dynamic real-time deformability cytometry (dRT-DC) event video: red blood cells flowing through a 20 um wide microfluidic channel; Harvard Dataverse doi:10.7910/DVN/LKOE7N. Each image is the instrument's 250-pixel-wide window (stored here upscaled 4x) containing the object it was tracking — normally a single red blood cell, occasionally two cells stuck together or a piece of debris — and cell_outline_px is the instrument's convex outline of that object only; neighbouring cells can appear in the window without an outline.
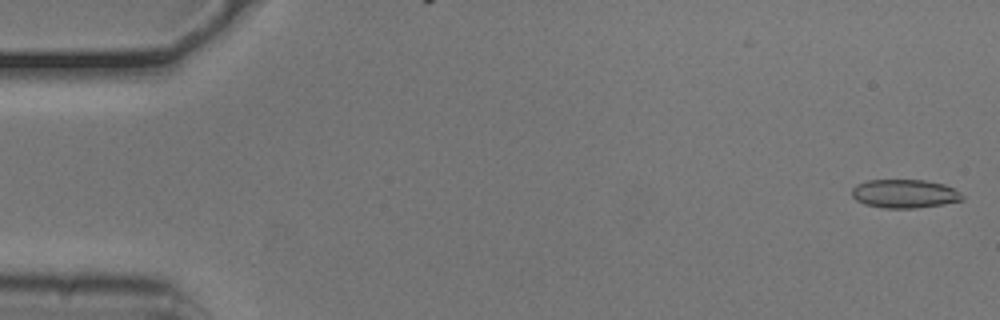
{"species": "common noctule bat (a hibernating species)", "species_latin": "Nyctalus noctula", "temperature_condition": "cold", "stored_images_in_passage": 53, "camera_frame_rate_fps": 3000, "um_per_image_px": 0.085, "animal": {"sex": "male", "body_mass_g": 20.5, "forearm_length_mm": 52.5}, "frame": {"image": 1, "passage_image": 1, "time_ms": 0.0, "image_size_px": [1000, 320], "cell_outline_px": [[964, 200], [944, 204], [916, 208], [884, 208], [864, 204], [856, 200], [852, 196], [852, 188], [856, 184], [868, 180], [924, 180], [944, 184], [960, 192], [964, 196]], "centroid_in_image_um": [76.89, 16.47], "position_along_channel_um": 8.1, "area_um2": 18.5}}
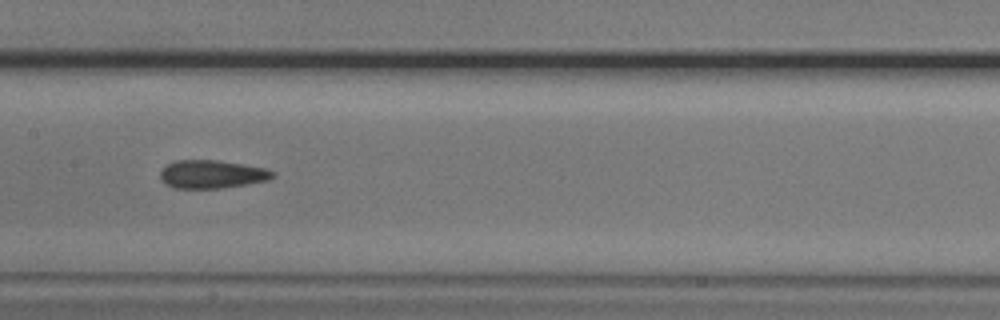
{"frame": {"image": 2, "passage_image": 26, "time_ms": 8.333, "image_size_px": [1000, 320], "cell_outline_px": [[276, 176], [268, 180], [220, 188], [172, 188], [164, 184], [160, 180], [160, 172], [168, 164], [176, 160], [216, 160], [264, 168], [276, 172]], "centroid_in_image_um": [17.98, 14.81], "position_along_channel_um": 189.4, "area_um2": 18.38}}
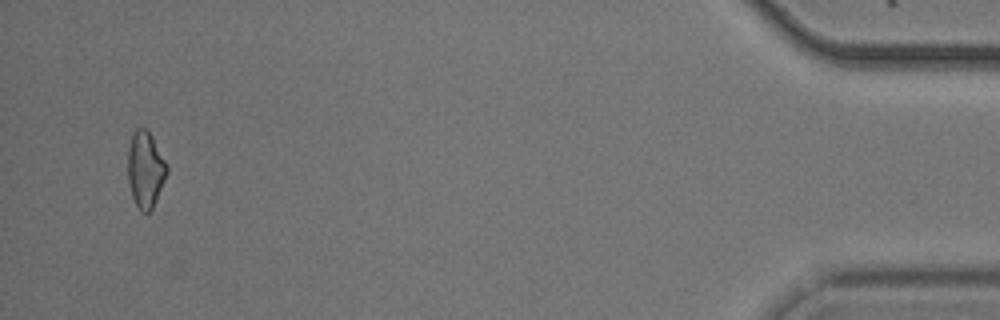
{"frame": {"image": 3, "passage_image": 51, "time_ms": 16.667, "image_size_px": [1000, 320], "cell_outline_px": [[168, 172], [152, 208], [148, 212], [140, 212], [132, 196], [128, 180], [128, 148], [132, 132], [136, 128], [144, 128], [152, 136], [168, 164]], "centroid_in_image_um": [12.36, 14.38], "position_along_channel_um": 422.8, "area_um2": 17.34}, "authors_computed_cell_mechanics": {"area_um2": 18.207, "velocity_mm_per_s": 3.7791, "shape_relaxation_time_tau1_ms": 3.4211, "shape_relaxation_time_tau2_ms": 1.6315, "deformation_change_tau1": 0.1003, "deformation_change_tau2": 0.0921}}